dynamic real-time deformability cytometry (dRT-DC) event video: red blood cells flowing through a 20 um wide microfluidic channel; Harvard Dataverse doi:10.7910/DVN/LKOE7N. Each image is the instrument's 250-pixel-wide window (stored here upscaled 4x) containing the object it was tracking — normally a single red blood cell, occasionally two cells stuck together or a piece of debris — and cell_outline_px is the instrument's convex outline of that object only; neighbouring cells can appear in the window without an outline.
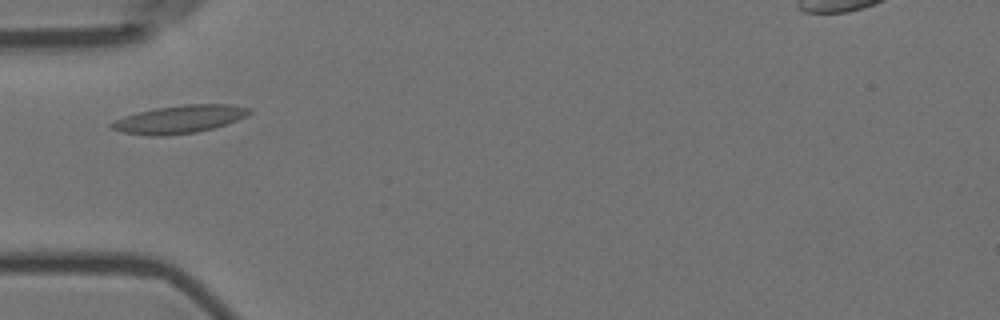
{"species": "Egyptian fruit bat (a non-hibernating species)", "species_latin": "Rousettus aegyptiacus", "temperature_condition": "room temperature", "stored_images_in_passage": 6, "camera_frame_rate_fps": 3000, "um_per_image_px": 0.085, "animal": {"sex": "female"}, "frame": {"image": 1, "passage_image": 3, "time_ms": 0.667, "image_size_px": [1000, 320], "cell_outline_px": [[252, 112], [236, 120], [212, 128], [196, 132], [164, 136], [148, 136], [124, 132], [112, 128], [108, 124], [124, 116], [156, 108], [184, 104], [228, 104], [252, 108]], "centroid_in_image_um": [15.26, 10.13], "position_along_channel_um": 69.7, "area_um2": 22.14}}
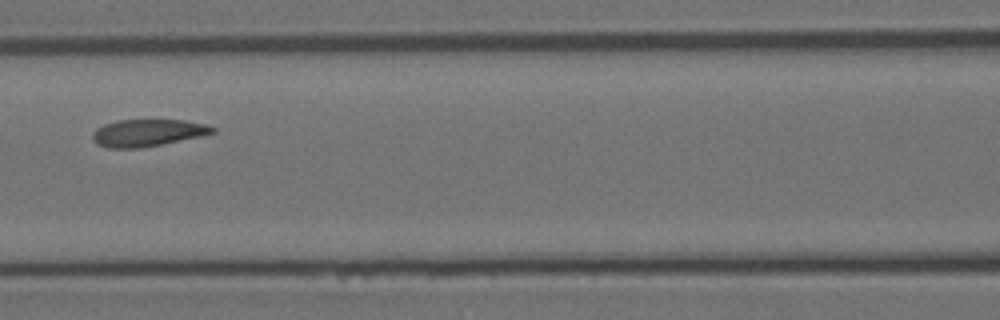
{"frame": {"image": 2, "passage_image": 5, "time_ms": 1.333, "image_size_px": [1000, 320], "cell_outline_px": [[216, 132], [200, 136], [140, 148], [108, 148], [96, 144], [92, 136], [92, 132], [96, 128], [104, 124], [116, 120], [184, 120], [204, 124], [216, 128]], "centroid_in_image_um": [12.5, 11.28], "position_along_channel_um": 154.1, "area_um2": 18.84}}
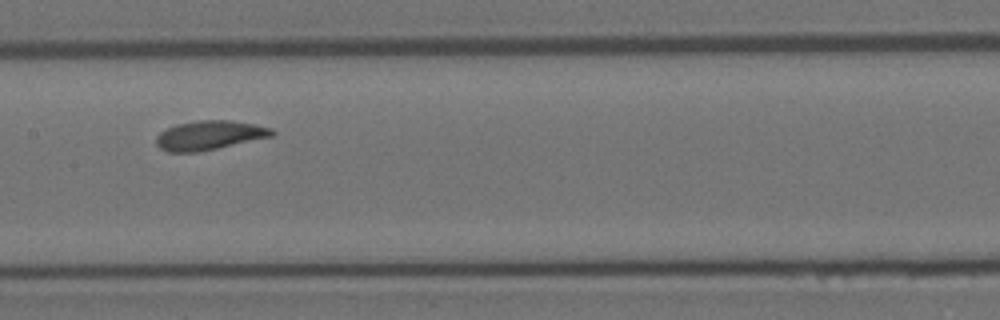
{"frame": {"image": 3, "passage_image": 6, "time_ms": 1.667, "image_size_px": [1000, 320], "cell_outline_px": [[276, 132], [272, 136], [200, 152], [168, 152], [160, 148], [156, 144], [156, 136], [160, 132], [168, 128], [180, 124], [200, 120], [228, 120], [252, 124], [272, 128]], "centroid_in_image_um": [17.79, 11.51], "position_along_channel_um": 189.6, "area_um2": 19.48}}